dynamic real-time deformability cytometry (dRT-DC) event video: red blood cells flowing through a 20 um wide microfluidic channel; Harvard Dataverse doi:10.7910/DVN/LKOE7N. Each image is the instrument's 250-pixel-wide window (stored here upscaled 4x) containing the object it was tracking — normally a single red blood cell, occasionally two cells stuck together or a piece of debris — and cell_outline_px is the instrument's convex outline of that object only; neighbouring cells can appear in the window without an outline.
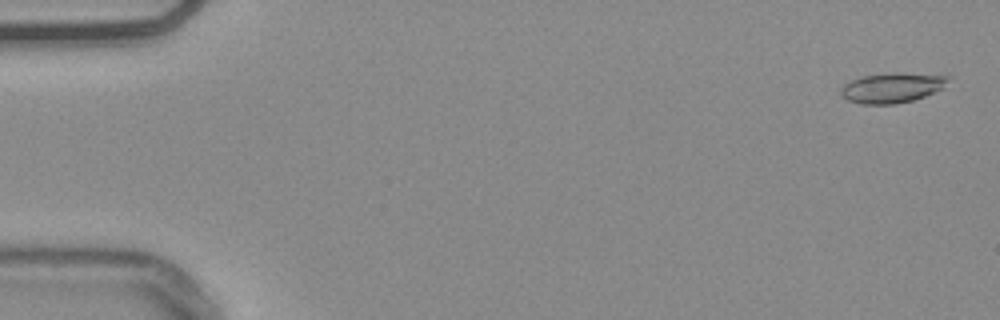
{"species": "common noctule bat (a hibernating species)", "species_latin": "Nyctalus noctula", "temperature_condition": "warm", "stored_images_in_passage": 54, "camera_frame_rate_fps": 3000, "um_per_image_px": 0.085, "animal": {"sex": "male", "body_mass_g": 20.4}, "frame": {"image": 1, "passage_image": 2, "time_ms": 0.333, "image_size_px": [1000, 320], "cell_outline_px": [[948, 76], [940, 88], [924, 96], [912, 100], [892, 104], [860, 104], [848, 100], [840, 96], [840, 88], [844, 84], [852, 80], [864, 76]], "centroid_in_image_um": [75.63, 7.55], "position_along_channel_um": 9.4, "area_um2": 17.05}}
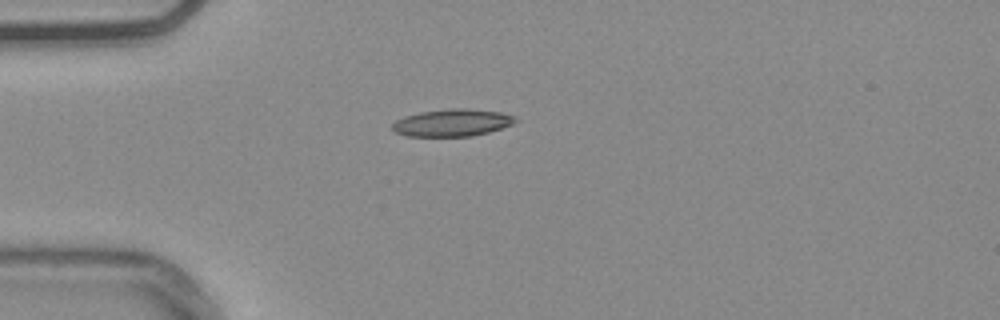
{"frame": {"image": 2, "passage_image": 15, "time_ms": 4.667, "image_size_px": [1000, 320], "cell_outline_px": [[520, 120], [512, 124], [488, 132], [472, 136], [408, 136], [396, 132], [392, 128], [392, 124], [396, 120], [404, 116], [420, 112], [448, 108], [468, 108], [500, 112], [516, 116]], "centroid_in_image_um": [38.46, 10.42], "position_along_channel_um": 46.5, "area_um2": 19.59}}
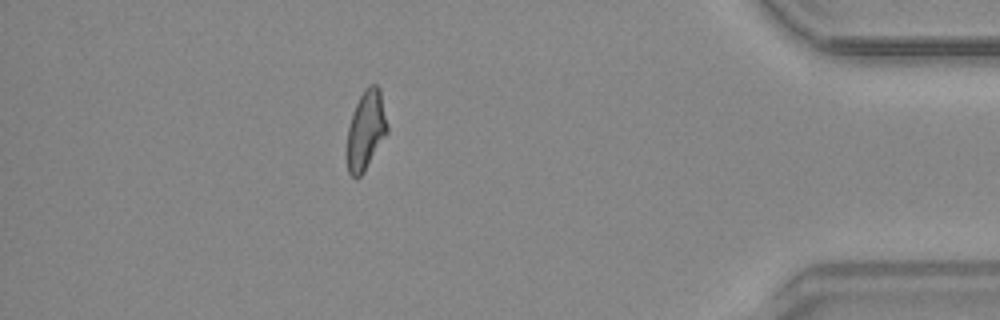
{"frame": {"image": 3, "passage_image": 48, "time_ms": 15.667, "image_size_px": [1000, 320], "cell_outline_px": [[388, 132], [364, 172], [356, 180], [348, 172], [348, 128], [356, 104], [364, 88], [368, 84], [376, 84], [380, 88], [388, 124]], "centroid_in_image_um": [31.13, 11.04], "position_along_channel_um": 404.1, "area_um2": 18.5}, "authors_computed_cell_mechanics": {"area_um2": 18.785, "velocity_mm_per_s": 3.7943, "shape_relaxation_time_tau1_ms": 8.7484, "shape_relaxation_time_tau2_ms": 2.9152, "deformation_change_tau1": 0.2155, "deformation_change_tau2": 0.1044}}